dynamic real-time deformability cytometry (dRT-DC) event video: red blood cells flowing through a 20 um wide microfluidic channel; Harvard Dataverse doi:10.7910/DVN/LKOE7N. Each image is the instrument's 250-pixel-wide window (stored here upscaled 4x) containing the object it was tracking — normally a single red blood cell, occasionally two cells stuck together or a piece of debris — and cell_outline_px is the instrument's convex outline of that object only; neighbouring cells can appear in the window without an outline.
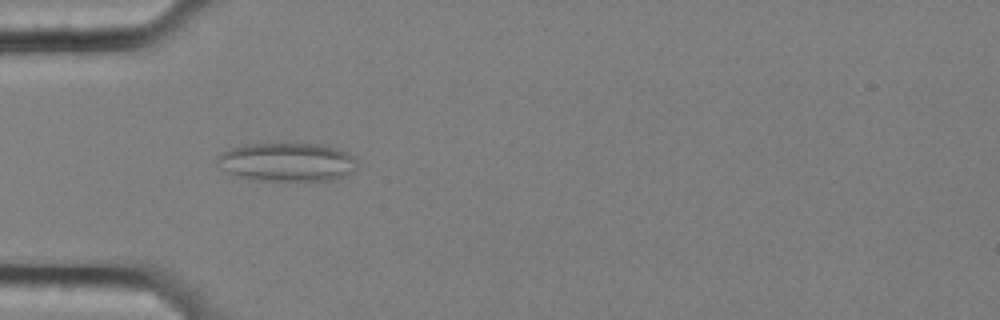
{"species": "common noctule bat (a hibernating species)", "species_latin": "Nyctalus noctula", "temperature_condition": "cold", "stored_images_in_passage": 37, "camera_frame_rate_fps": 3000, "um_per_image_px": 0.085, "animal": {"sex": "female", "body_mass_g": 25.1}, "frame": {"image": 1, "passage_image": 1, "time_ms": 0.0, "image_size_px": [1000, 320], "cell_outline_px": [[356, 168], [352, 172], [344, 176], [332, 180], [252, 180], [228, 172], [216, 160], [216, 156], [232, 148], [244, 144], [320, 144], [336, 148], [348, 152], [356, 156]], "centroid_in_image_um": [24.45, 13.77], "position_along_channel_um": 60.5, "area_um2": 31.27}}
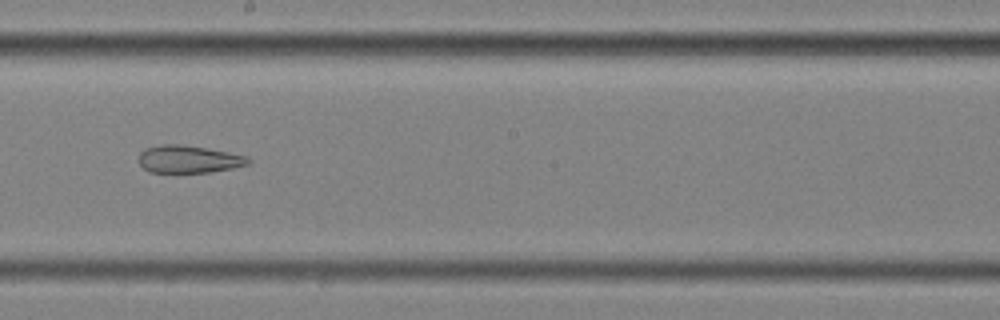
{"frame": {"image": 2, "passage_image": 16, "time_ms": 5.0, "image_size_px": [1000, 320], "cell_outline_px": [[252, 160], [248, 164], [232, 168], [212, 172], [148, 172], [140, 164], [140, 152], [144, 148], [160, 144], [180, 144], [228, 152], [248, 156]], "centroid_in_image_um": [16.04, 13.53], "position_along_channel_um": 232.2, "area_um2": 17.51}}
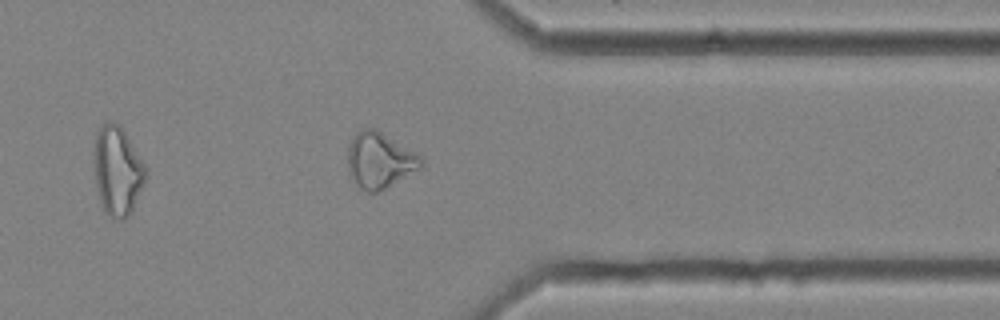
{"frame": {"image": 3, "passage_image": 29, "time_ms": 9.333, "image_size_px": [1000, 320], "cell_outline_px": [[424, 168], [376, 192], [368, 192], [360, 188], [352, 180], [348, 172], [348, 144], [352, 136], [356, 132], [364, 128], [376, 128], [420, 156], [424, 160]], "centroid_in_image_um": [32.26, 13.62], "position_along_channel_um": 379.1, "area_um2": 23.99}, "authors_computed_cell_mechanics": {"area_um2": 20.3456, "velocity_mm_per_s": 3.5004, "shape_relaxation_time_tau1_ms": null, "shape_relaxation_time_tau2_ms": 4.0453, "deformation_change_tau1": null, "deformation_change_tau2": 0.1407}}